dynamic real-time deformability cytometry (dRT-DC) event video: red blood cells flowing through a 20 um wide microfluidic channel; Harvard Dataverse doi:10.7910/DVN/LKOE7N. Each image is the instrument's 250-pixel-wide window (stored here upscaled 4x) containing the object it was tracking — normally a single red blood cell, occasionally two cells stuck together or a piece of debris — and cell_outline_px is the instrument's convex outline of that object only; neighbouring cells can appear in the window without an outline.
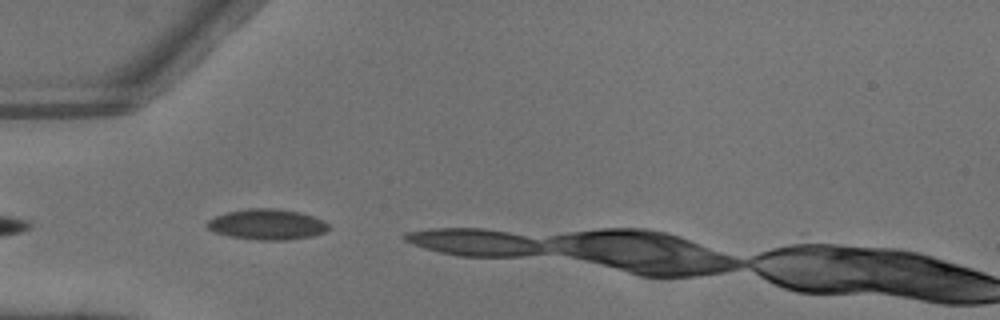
{"species": "common noctule bat (a hibernating species)", "species_latin": "Nyctalus noctula", "temperature_condition": "warm", "stored_images_in_passage": 3, "camera_frame_rate_fps": 3000, "um_per_image_px": 0.085, "animal": {"sex": "male", "body_mass_g": 13.3}, "frame": {"image": 1, "passage_image": 1, "time_ms": 0.0, "image_size_px": [1000, 320], "cell_outline_px": [[328, 228], [324, 232], [312, 236], [284, 240], [256, 240], [228, 236], [216, 232], [208, 228], [204, 224], [208, 220], [224, 212], [248, 208], [276, 208], [300, 212], [324, 220], [328, 224]], "centroid_in_image_um": [22.67, 19.06], "position_along_channel_um": 62.3, "area_um2": 21.73}}